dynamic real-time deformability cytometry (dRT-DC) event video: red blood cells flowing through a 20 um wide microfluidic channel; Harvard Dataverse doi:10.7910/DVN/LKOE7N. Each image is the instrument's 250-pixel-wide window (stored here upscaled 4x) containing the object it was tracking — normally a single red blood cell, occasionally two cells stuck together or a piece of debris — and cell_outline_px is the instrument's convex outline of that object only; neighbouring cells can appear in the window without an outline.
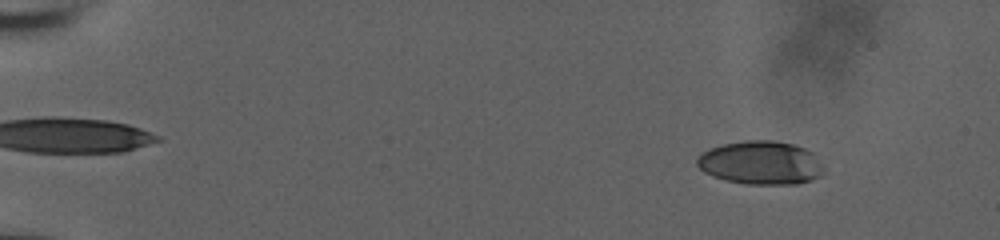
{"species": "human", "species_latin": "Homo sapiens", "temperature_condition": "room temperature", "stored_images_in_passage": 47, "camera_frame_rate_fps": 3000, "um_per_image_px": 0.085, "donor": {"sex": "male"}, "frame": {"image": 1, "passage_image": 8, "time_ms": 2.333, "image_size_px": [1000, 240], "cell_outline_px": [[824, 172], [820, 176], [796, 184], [744, 184], [712, 176], [704, 172], [696, 164], [696, 160], [708, 148], [724, 144], [744, 140], [772, 140], [792, 144], [804, 148], [812, 152], [824, 168]], "centroid_in_image_um": [64.65, 13.83], "position_along_channel_um": 20.3, "area_um2": 31.96}}
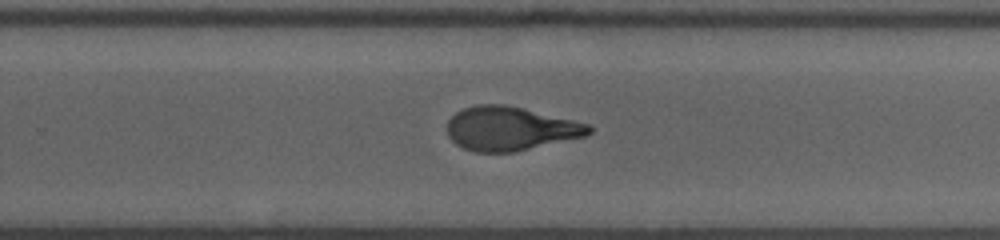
{"frame": {"image": 2, "passage_image": 29, "time_ms": 9.333, "image_size_px": [1000, 240], "cell_outline_px": [[592, 132], [584, 136], [512, 152], [476, 152], [464, 148], [456, 144], [448, 136], [448, 120], [456, 112], [464, 108], [476, 104], [504, 104], [592, 124]], "centroid_in_image_um": [43.36, 10.92], "position_along_channel_um": 286.4, "area_um2": 35.95}}
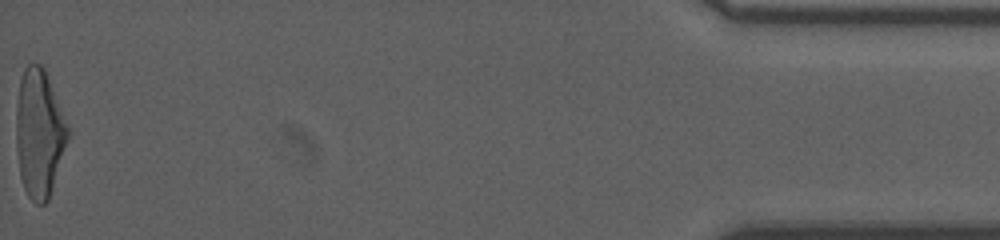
{"frame": {"image": 3, "passage_image": 47, "time_ms": 15.333, "image_size_px": [1000, 240], "cell_outline_px": [[68, 140], [48, 200], [44, 204], [36, 204], [28, 196], [24, 188], [20, 176], [16, 148], [16, 108], [20, 76], [24, 68], [28, 64], [40, 64], [44, 68], [68, 124]], "centroid_in_image_um": [3.32, 11.32], "position_along_channel_um": 431.9, "area_um2": 38.49}, "authors_computed_cell_mechanics": {"area_um2": 36.2984, "velocity_mm_per_s": 4.8543, "shape_relaxation_time_tau1_ms": 2.3779, "shape_relaxation_time_tau2_ms": 0.784, "deformation_change_tau1": 0.1602, "deformation_change_tau2": 0.0807}}